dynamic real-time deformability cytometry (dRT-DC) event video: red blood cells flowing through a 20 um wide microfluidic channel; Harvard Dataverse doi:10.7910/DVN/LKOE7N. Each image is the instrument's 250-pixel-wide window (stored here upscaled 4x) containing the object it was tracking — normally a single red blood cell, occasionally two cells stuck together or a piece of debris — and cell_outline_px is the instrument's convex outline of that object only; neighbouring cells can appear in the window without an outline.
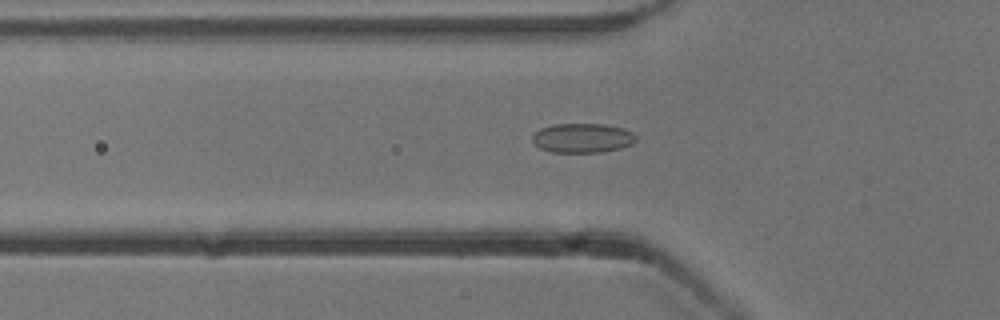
{"species": "common noctule bat (a hibernating species)", "species_latin": "Nyctalus noctula", "temperature_condition": "cold", "stored_images_in_passage": 24, "camera_frame_rate_fps": 3000, "um_per_image_px": 0.085, "animal": {"sex": "male", "body_mass_g": 13.3}, "frame": {"image": 1, "passage_image": 16, "time_ms": 5.0, "image_size_px": [1000, 320], "cell_outline_px": [[636, 140], [632, 144], [620, 148], [600, 152], [552, 152], [540, 148], [532, 140], [532, 136], [540, 128], [552, 124], [604, 124], [624, 128], [632, 132], [636, 136]], "centroid_in_image_um": [49.52, 11.72], "position_along_channel_um": 76.3, "area_um2": 17.74}}
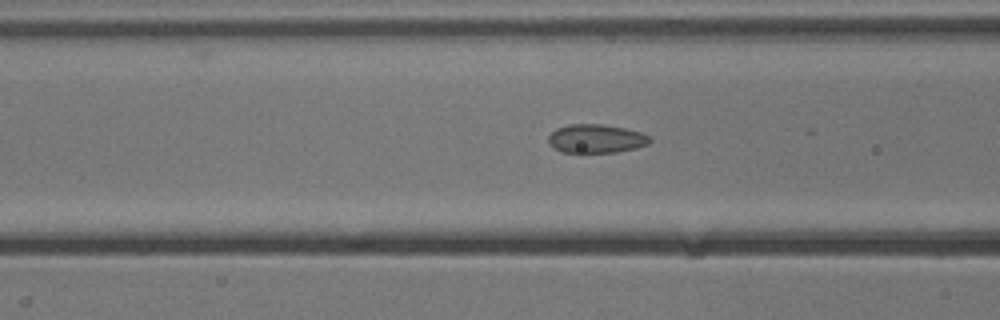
{"frame": {"image": 2, "passage_image": 19, "time_ms": 6.0, "image_size_px": [1000, 320], "cell_outline_px": [[652, 140], [648, 144], [636, 148], [616, 152], [560, 152], [552, 148], [548, 144], [548, 136], [556, 128], [568, 124], [600, 124], [624, 128], [640, 132], [652, 136]], "centroid_in_image_um": [50.65, 11.79], "position_along_channel_um": 115.9, "area_um2": 17.11}}
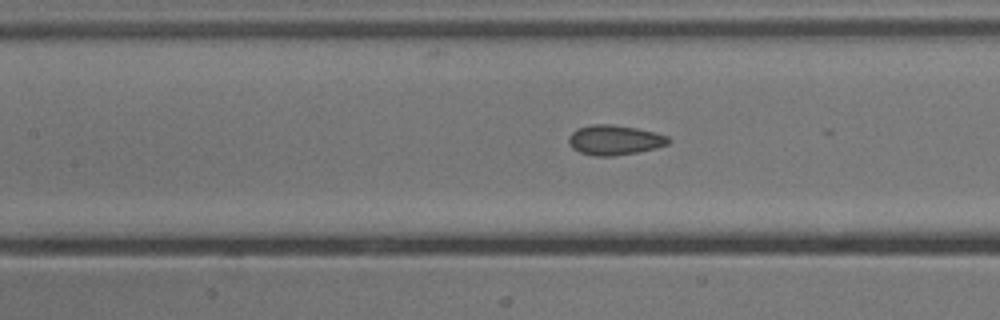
{"frame": {"image": 3, "passage_image": 22, "time_ms": 7.0, "image_size_px": [1000, 320], "cell_outline_px": [[672, 140], [668, 144], [656, 148], [636, 152], [612, 156], [592, 156], [580, 152], [572, 148], [568, 144], [568, 136], [576, 128], [592, 124], [612, 124], [636, 128], [656, 132], [668, 136]], "centroid_in_image_um": [52.22, 11.89], "position_along_channel_um": 155.2, "area_um2": 17.57}}